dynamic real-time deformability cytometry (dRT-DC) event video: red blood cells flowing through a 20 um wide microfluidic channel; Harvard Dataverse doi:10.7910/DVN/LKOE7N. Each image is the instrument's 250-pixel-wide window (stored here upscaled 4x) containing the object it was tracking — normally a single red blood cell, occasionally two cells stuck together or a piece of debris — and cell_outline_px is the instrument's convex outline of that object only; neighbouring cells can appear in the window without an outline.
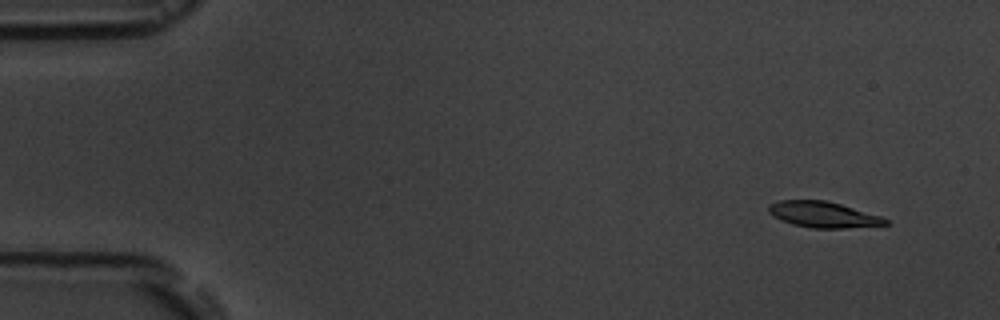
{"species": "common noctule bat (a hibernating species)", "species_latin": "Nyctalus noctula", "temperature_condition": "room temperature", "stored_images_in_passage": 10, "camera_frame_rate_fps": 3000, "um_per_image_px": 0.085, "animal": {"sex": "male", "body_mass_g": 19.5, "forearm_length_mm": 54.6}, "frame": {"image": 1, "passage_image": 2, "time_ms": 1.0, "image_size_px": [1000, 320], "cell_outline_px": [[888, 224], [844, 228], [812, 228], [792, 224], [780, 220], [772, 216], [768, 212], [768, 208], [772, 204], [780, 200], [824, 200], [840, 204], [880, 216], [888, 220]], "centroid_in_image_um": [69.93, 18.24], "position_along_channel_um": 15.1, "area_um2": 17.4}}
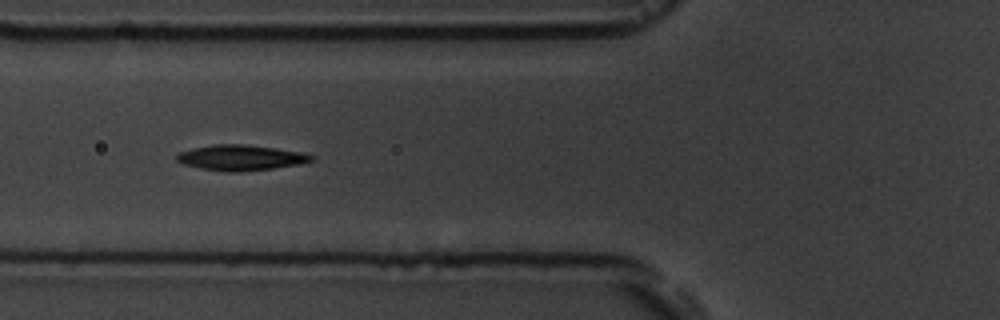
{"frame": {"image": 2, "passage_image": 7, "time_ms": 6.667, "image_size_px": [1000, 320], "cell_outline_px": [[316, 160], [296, 164], [272, 168], [240, 172], [224, 172], [200, 168], [184, 164], [176, 160], [176, 156], [180, 152], [192, 148], [212, 144], [244, 144], [276, 148], [300, 152], [316, 156]], "centroid_in_image_um": [20.45, 13.4], "position_along_channel_um": 105.3, "area_um2": 20.0}}
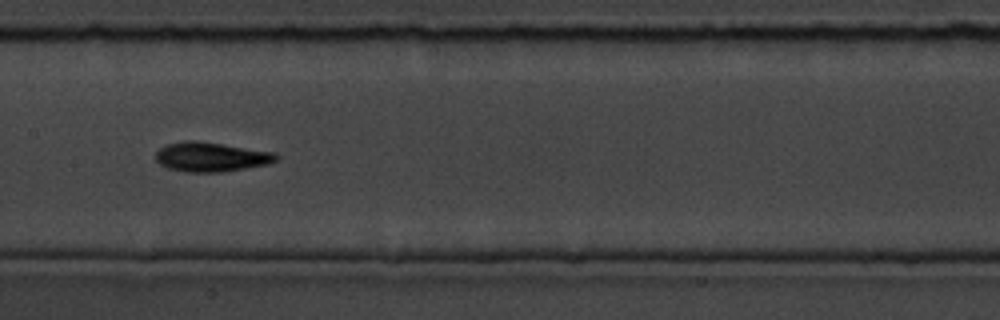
{"frame": {"image": 3, "passage_image": 9, "time_ms": 9.0, "image_size_px": [1000, 320], "cell_outline_px": [[280, 156], [276, 160], [268, 164], [220, 172], [184, 172], [168, 168], [160, 164], [156, 160], [156, 152], [164, 144], [184, 140], [196, 140], [276, 152]], "centroid_in_image_um": [17.92, 13.32], "position_along_channel_um": 189.5, "area_um2": 20.81}}